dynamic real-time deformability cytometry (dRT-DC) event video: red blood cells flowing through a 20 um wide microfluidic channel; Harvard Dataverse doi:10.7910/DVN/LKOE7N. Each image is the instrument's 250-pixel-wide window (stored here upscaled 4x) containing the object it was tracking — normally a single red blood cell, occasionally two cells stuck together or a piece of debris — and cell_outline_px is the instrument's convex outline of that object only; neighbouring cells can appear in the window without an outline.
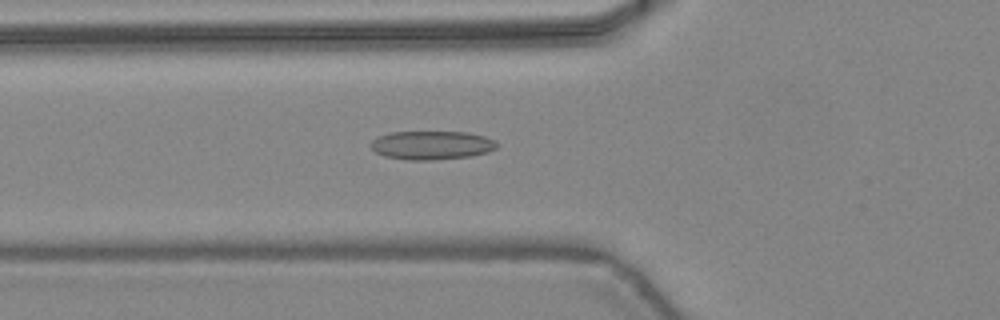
{"species": "common noctule bat (a hibernating species)", "species_latin": "Nyctalus noctula", "temperature_condition": "warm", "stored_images_in_passage": 38, "camera_frame_rate_fps": 3000, "um_per_image_px": 0.085, "animal": {"sex": "female", "body_mass_g": 24.6, "forearm_length_mm": 56.2}, "frame": {"image": 1, "passage_image": 9, "time_ms": 2.667, "image_size_px": [1000, 320], "cell_outline_px": [[500, 144], [496, 148], [488, 152], [472, 156], [432, 160], [408, 160], [384, 156], [376, 152], [372, 148], [372, 140], [376, 136], [392, 132], [468, 132], [484, 136], [496, 140]], "centroid_in_image_um": [36.73, 12.34], "position_along_channel_um": 89.1, "area_um2": 21.21}}
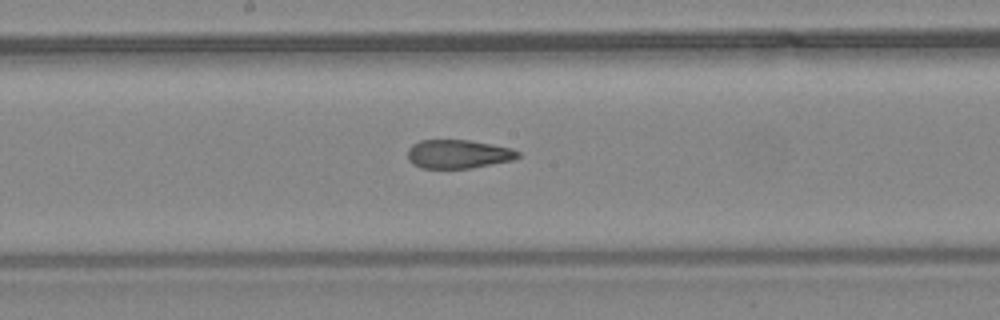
{"frame": {"image": 2, "passage_image": 17, "time_ms": 5.333, "image_size_px": [1000, 320], "cell_outline_px": [[520, 156], [512, 160], [472, 168], [420, 168], [412, 164], [408, 160], [408, 148], [412, 144], [420, 140], [468, 140], [512, 148], [520, 152]], "centroid_in_image_um": [38.92, 13.1], "position_along_channel_um": 209.3, "area_um2": 18.5}}
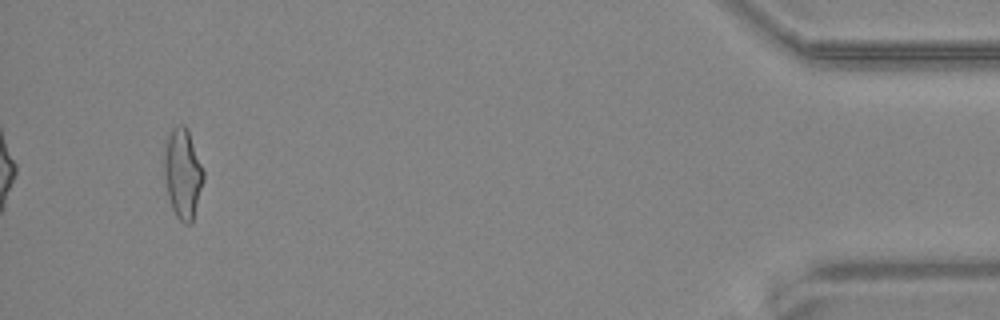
{"frame": {"image": 3, "passage_image": 36, "time_ms": 11.667, "image_size_px": [1000, 320], "cell_outline_px": [[204, 180], [192, 224], [184, 224], [176, 216], [172, 208], [168, 196], [164, 176], [164, 148], [168, 136], [172, 128], [176, 124], [184, 124], [188, 132], [204, 172]], "centroid_in_image_um": [15.52, 14.78], "position_along_channel_um": 419.7, "area_um2": 20.52}, "authors_computed_cell_mechanics": {"area_um2": 19.5653, "velocity_mm_per_s": 4.4777, "shape_relaxation_time_tau1_ms": null, "shape_relaxation_time_tau2_ms": 1.8591, "deformation_change_tau1": null, "deformation_change_tau2": 0.0919}}